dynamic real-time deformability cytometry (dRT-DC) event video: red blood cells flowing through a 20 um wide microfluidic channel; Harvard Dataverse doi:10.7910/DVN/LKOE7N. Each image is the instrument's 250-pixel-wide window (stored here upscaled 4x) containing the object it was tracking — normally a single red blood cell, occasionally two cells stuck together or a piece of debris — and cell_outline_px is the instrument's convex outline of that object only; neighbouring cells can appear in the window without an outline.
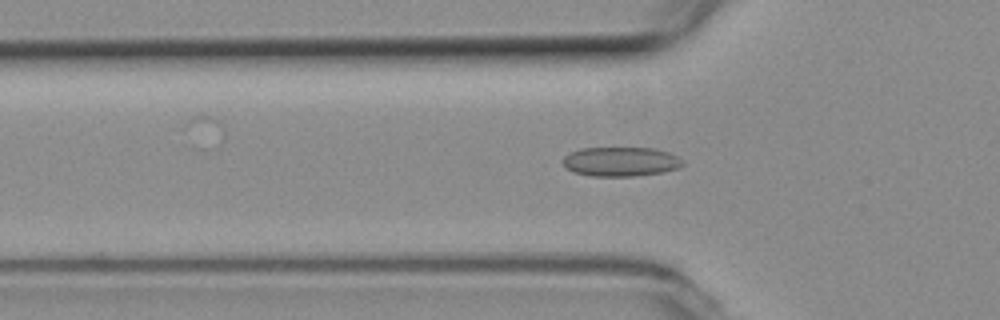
{"species": "common noctule bat (a hibernating species)", "species_latin": "Nyctalus noctula", "temperature_condition": "room temperature", "stored_images_in_passage": 52, "camera_frame_rate_fps": 3000, "um_per_image_px": 0.085, "animal": {"sex": "female", "body_mass_g": 19.3, "forearm_length_mm": 54.1}, "frame": {"image": 1, "passage_image": 16, "time_ms": 5.0, "image_size_px": [1000, 320], "cell_outline_px": [[684, 164], [680, 168], [660, 172], [636, 176], [588, 176], [572, 172], [560, 160], [564, 156], [580, 148], [652, 148], [668, 152], [684, 160]], "centroid_in_image_um": [52.75, 13.74], "position_along_channel_um": 73.1, "area_um2": 20.58}}
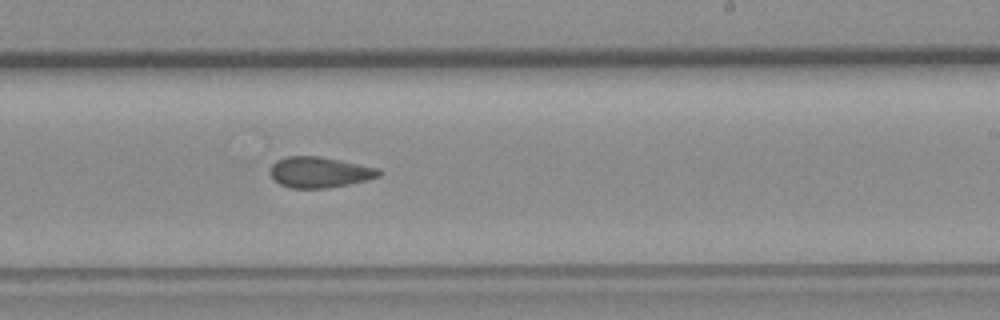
{"frame": {"image": 2, "passage_image": 31, "time_ms": 10.0, "image_size_px": [1000, 320], "cell_outline_px": [[380, 176], [348, 184], [328, 188], [292, 188], [280, 184], [272, 180], [268, 172], [272, 164], [276, 160], [288, 156], [316, 156], [340, 160], [380, 168]], "centroid_in_image_um": [27.11, 14.64], "position_along_channel_um": 261.9, "area_um2": 19.54}}
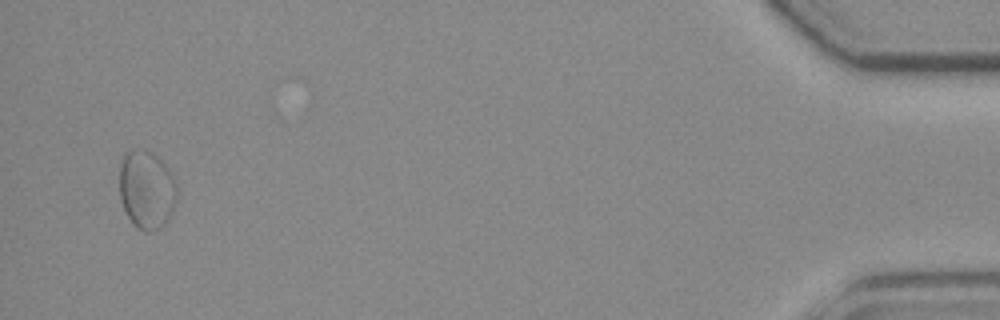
{"frame": {"image": 3, "passage_image": 51, "time_ms": 16.667, "image_size_px": [1000, 320], "cell_outline_px": [[176, 196], [168, 220], [160, 228], [148, 232], [144, 232], [136, 228], [132, 224], [120, 200], [120, 164], [124, 152], [132, 148], [148, 152], [156, 156], [168, 168], [176, 180]], "centroid_in_image_um": [12.44, 16.13], "position_along_channel_um": 422.8, "area_um2": 26.24}}